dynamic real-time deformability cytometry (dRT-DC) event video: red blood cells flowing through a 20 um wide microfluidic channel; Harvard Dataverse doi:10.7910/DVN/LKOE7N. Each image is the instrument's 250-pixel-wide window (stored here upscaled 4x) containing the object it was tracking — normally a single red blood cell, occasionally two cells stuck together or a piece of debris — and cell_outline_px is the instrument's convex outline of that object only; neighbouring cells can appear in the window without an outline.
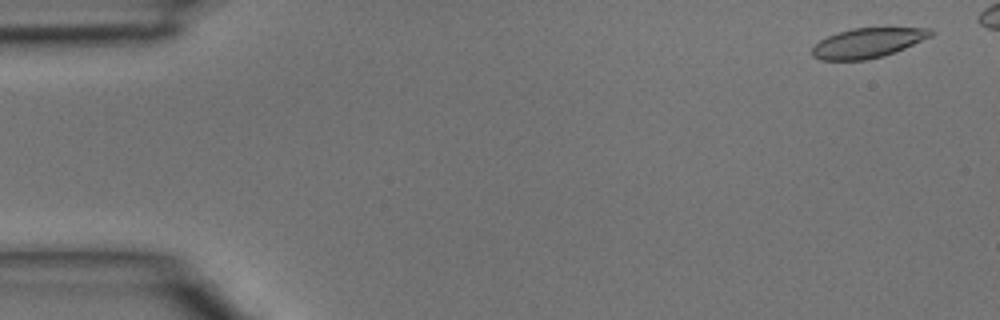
{"species": "common noctule bat (a hibernating species)", "species_latin": "Nyctalus noctula", "temperature_condition": "room temperature", "stored_images_in_passage": 4, "camera_frame_rate_fps": 3000, "um_per_image_px": 0.085, "animal": {"sex": "male", "body_mass_g": 15.6}, "frame": {"image": 1, "passage_image": 1, "time_ms": 0.0, "image_size_px": [1000, 320], "cell_outline_px": [[936, 32], [932, 36], [904, 48], [884, 56], [868, 60], [820, 60], [812, 56], [812, 48], [820, 40], [828, 36], [852, 28], [932, 28]], "centroid_in_image_um": [73.77, 3.65], "position_along_channel_um": 11.2, "area_um2": 20.52}}